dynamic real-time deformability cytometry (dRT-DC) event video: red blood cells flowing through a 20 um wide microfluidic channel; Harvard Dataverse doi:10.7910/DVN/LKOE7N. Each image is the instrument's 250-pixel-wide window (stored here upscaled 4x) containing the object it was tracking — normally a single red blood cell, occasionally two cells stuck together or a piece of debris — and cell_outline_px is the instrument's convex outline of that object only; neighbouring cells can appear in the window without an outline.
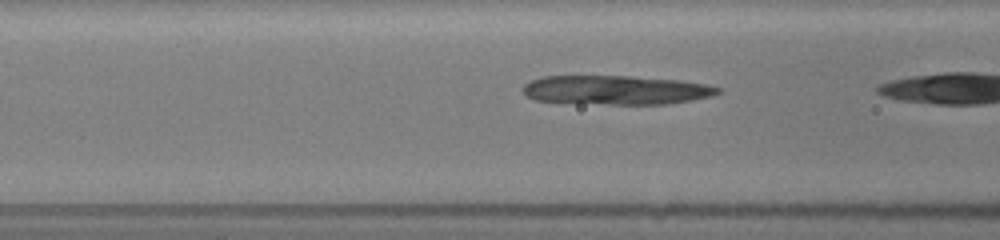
{"species": "common noctule bat (a hibernating species)", "species_latin": "Nyctalus noctula", "temperature_condition": "room temperature", "stored_images_in_passage": 11, "camera_frame_rate_fps": 3000, "um_per_image_px": 0.085, "animal": {"sex": "female", "body_mass_g": 19.5, "forearm_length_mm": 54.1}, "frame": {"image": 1, "passage_image": 7, "time_ms": 2.0, "image_size_px": [1000, 240], "cell_outline_px": [[720, 92], [712, 96], [692, 100], [668, 104], [608, 104], [536, 100], [528, 96], [520, 88], [524, 84], [532, 80], [544, 76], [628, 76], [680, 80], [708, 84], [720, 88]], "centroid_in_image_um": [52.39, 7.64], "position_along_channel_um": 114.2, "area_um2": 32.95}}